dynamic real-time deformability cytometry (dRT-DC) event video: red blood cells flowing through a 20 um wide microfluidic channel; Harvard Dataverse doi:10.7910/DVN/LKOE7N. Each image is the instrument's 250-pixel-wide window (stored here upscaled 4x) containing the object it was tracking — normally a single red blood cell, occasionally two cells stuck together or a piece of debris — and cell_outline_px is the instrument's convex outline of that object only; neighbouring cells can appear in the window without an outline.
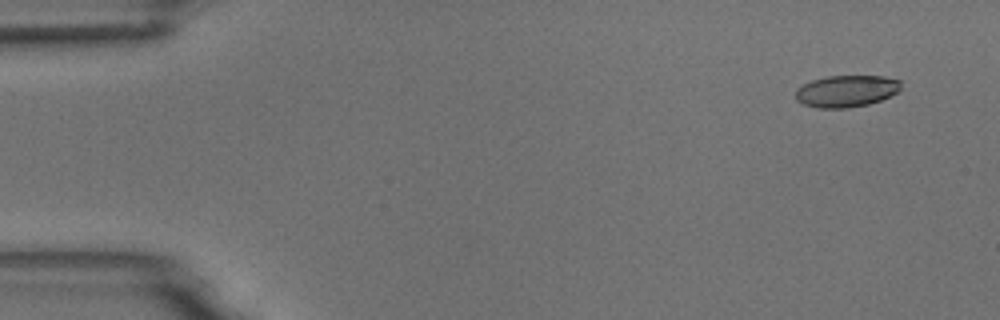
{"species": "common noctule bat (a hibernating species)", "species_latin": "Nyctalus noctula", "temperature_condition": "room temperature", "stored_images_in_passage": 5, "segment_of_instrument_passage": [2, 2], "camera_frame_rate_fps": 3000, "um_per_image_px": 0.085, "animal": {"sex": "male", "body_mass_g": 18.8}, "frame": {"image": 1, "passage_image": 5, "time_ms": 5.667, "image_size_px": [1000, 320], "cell_outline_px": [[900, 88], [896, 92], [880, 100], [868, 104], [848, 108], [816, 108], [804, 104], [796, 100], [796, 88], [812, 80], [828, 76], [884, 76], [900, 80]], "centroid_in_image_um": [71.91, 7.74], "position_along_channel_um": 13.1, "area_um2": 19.42}}